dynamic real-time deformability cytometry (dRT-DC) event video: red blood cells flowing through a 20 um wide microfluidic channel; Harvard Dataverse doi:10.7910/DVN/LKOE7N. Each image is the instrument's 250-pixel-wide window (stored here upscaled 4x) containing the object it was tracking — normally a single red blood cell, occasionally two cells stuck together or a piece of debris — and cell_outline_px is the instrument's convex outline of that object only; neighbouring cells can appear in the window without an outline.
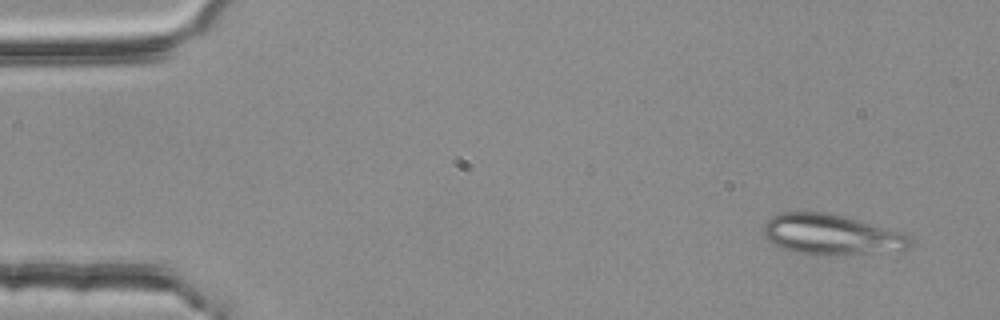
{"species": "common noctule bat (a hibernating species)", "species_latin": "Nyctalus noctula", "temperature_condition": "room temperature", "stored_images_in_passage": 4, "camera_frame_rate_fps": 3000, "um_per_image_px": 0.085, "animal": {"sex": "female", "body_mass_g": 25.1}, "frame": {"image": 1, "passage_image": 1, "time_ms": 0.0, "image_size_px": [1000, 320], "cell_outline_px": [[912, 244], [904, 252], [824, 256], [816, 256], [792, 252], [772, 244], [764, 236], [760, 228], [772, 216], [780, 212], [828, 212], [844, 216], [904, 232], [912, 240]], "centroid_in_image_um": [70.69, 19.97], "position_along_channel_um": 14.3, "area_um2": 35.78}}